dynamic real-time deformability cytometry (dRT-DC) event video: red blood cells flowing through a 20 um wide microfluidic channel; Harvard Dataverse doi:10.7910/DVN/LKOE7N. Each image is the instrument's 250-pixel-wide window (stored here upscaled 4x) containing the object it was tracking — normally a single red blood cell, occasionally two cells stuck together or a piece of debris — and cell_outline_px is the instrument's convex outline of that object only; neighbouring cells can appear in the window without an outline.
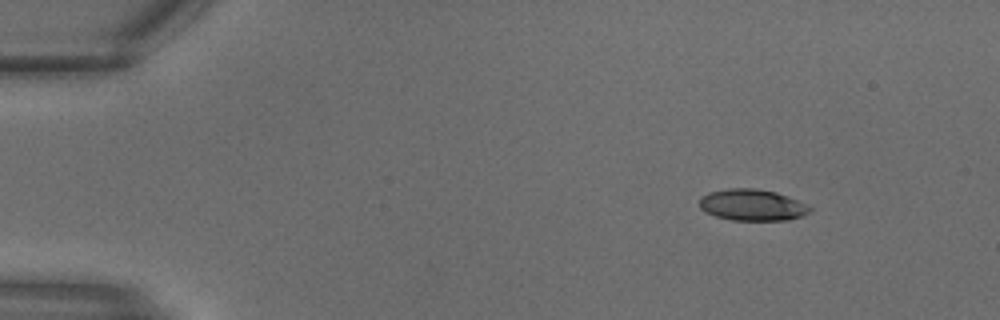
{"species": "common noctule bat (a hibernating species)", "species_latin": "Nyctalus noctula", "temperature_condition": "warm", "stored_images_in_passage": 29, "camera_frame_rate_fps": 3000, "um_per_image_px": 0.085, "animal": {"sex": "male", "body_mass_g": 18.8}, "frame": {"image": 1, "passage_image": 3, "time_ms": 0.667, "image_size_px": [1000, 320], "cell_outline_px": [[812, 208], [808, 212], [800, 216], [788, 220], [732, 220], [716, 216], [704, 212], [700, 208], [700, 196], [708, 192], [728, 188], [756, 188], [776, 192], [788, 196], [808, 204]], "centroid_in_image_um": [63.92, 17.41], "position_along_channel_um": 21.1, "area_um2": 20.35}}
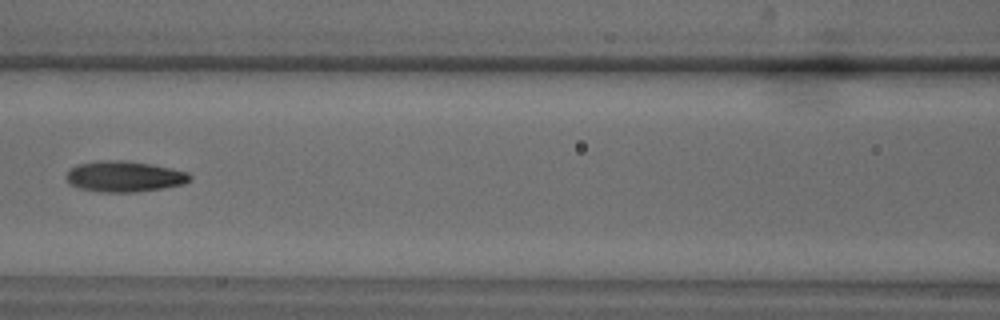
{"frame": {"image": 2, "passage_image": 13, "time_ms": 4.0, "image_size_px": [1000, 320], "cell_outline_px": [[192, 180], [184, 184], [164, 188], [136, 192], [100, 192], [80, 188], [68, 184], [64, 176], [76, 164], [96, 160], [124, 160], [152, 164], [172, 168], [188, 172], [192, 176]], "centroid_in_image_um": [10.57, 14.99], "position_along_channel_um": 156.0, "area_um2": 22.6}}
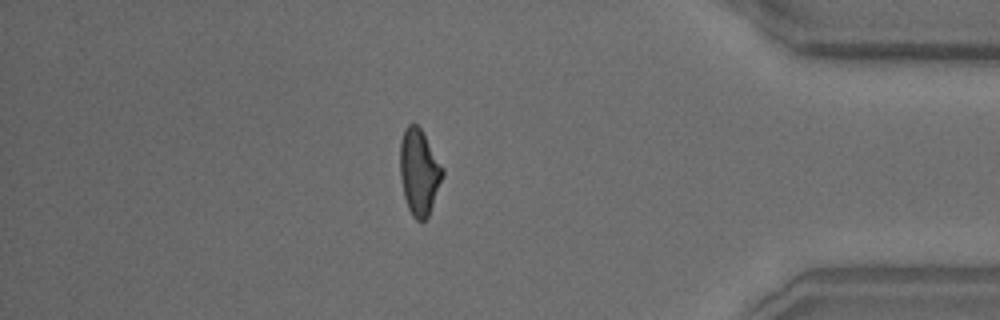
{"frame": {"image": 3, "passage_image": 25, "time_ms": 8.0, "image_size_px": [1000, 320], "cell_outline_px": [[444, 172], [428, 216], [424, 220], [416, 220], [412, 216], [408, 208], [404, 196], [400, 176], [400, 140], [404, 128], [408, 124], [416, 124], [420, 128], [444, 168]], "centroid_in_image_um": [35.6, 14.6], "position_along_channel_um": 399.6, "area_um2": 21.1}}